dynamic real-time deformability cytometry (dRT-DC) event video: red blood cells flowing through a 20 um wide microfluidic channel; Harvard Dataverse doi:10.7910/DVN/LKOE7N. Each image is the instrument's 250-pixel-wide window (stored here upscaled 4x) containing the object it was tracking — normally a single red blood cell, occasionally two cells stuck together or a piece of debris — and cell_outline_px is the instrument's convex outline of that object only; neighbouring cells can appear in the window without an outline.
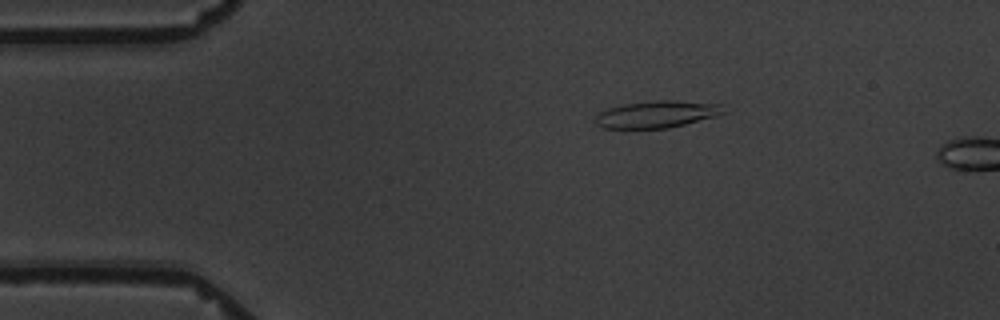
{"species": "common noctule bat (a hibernating species)", "species_latin": "Nyctalus noctula", "temperature_condition": "warm", "stored_images_in_passage": 4, "camera_frame_rate_fps": 3000, "um_per_image_px": 0.085, "animal": {"sex": "male", "body_mass_g": 19.5, "forearm_length_mm": 54.6}, "frame": {"image": 1, "passage_image": 3, "time_ms": 3.0, "image_size_px": [1000, 320], "cell_outline_px": [[724, 112], [716, 116], [668, 128], [604, 128], [596, 124], [596, 116], [600, 112], [608, 108], [624, 104], [660, 100], [672, 100], [720, 104]], "centroid_in_image_um": [55.81, 9.71], "position_along_channel_um": 29.2, "area_um2": 19.77}}